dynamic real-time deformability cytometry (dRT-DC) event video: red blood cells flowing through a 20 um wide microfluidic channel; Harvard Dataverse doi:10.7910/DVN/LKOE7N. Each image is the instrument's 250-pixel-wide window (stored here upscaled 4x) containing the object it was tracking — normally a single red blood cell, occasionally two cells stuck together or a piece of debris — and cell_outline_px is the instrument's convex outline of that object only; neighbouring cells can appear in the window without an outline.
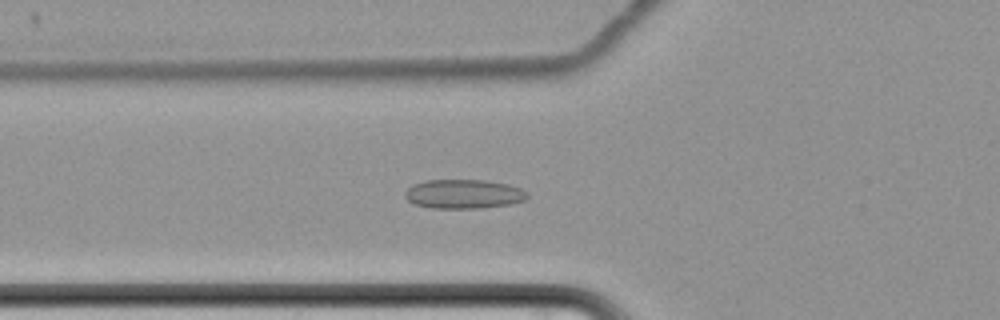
{"species": "common noctule bat (a hibernating species)", "species_latin": "Nyctalus noctula", "temperature_condition": "cold", "stored_images_in_passage": 57, "camera_frame_rate_fps": 3000, "um_per_image_px": 0.085, "animal": {"sex": "female", "body_mass_g": 22.7, "forearm_length_mm": 54.2}, "frame": {"image": 1, "passage_image": 19, "time_ms": 6.0, "image_size_px": [1000, 320], "cell_outline_px": [[528, 196], [524, 200], [508, 204], [480, 208], [432, 208], [416, 204], [408, 200], [404, 196], [404, 192], [412, 184], [424, 180], [484, 180], [508, 184], [520, 188], [528, 192]], "centroid_in_image_um": [39.39, 16.48], "position_along_channel_um": 86.4, "area_um2": 20.75}}
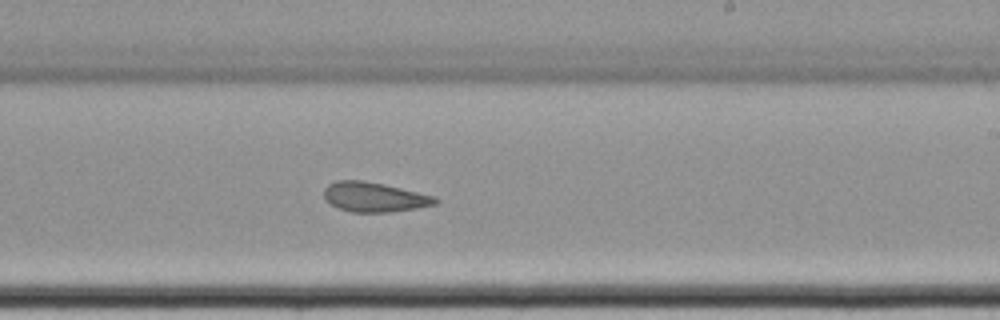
{"frame": {"image": 2, "passage_image": 34, "time_ms": 11.0, "image_size_px": [1000, 320], "cell_outline_px": [[440, 200], [436, 204], [388, 212], [352, 212], [340, 208], [324, 200], [324, 188], [328, 184], [336, 180], [360, 180], [384, 184], [436, 196]], "centroid_in_image_um": [31.8, 16.73], "position_along_channel_um": 257.2, "area_um2": 19.13}}
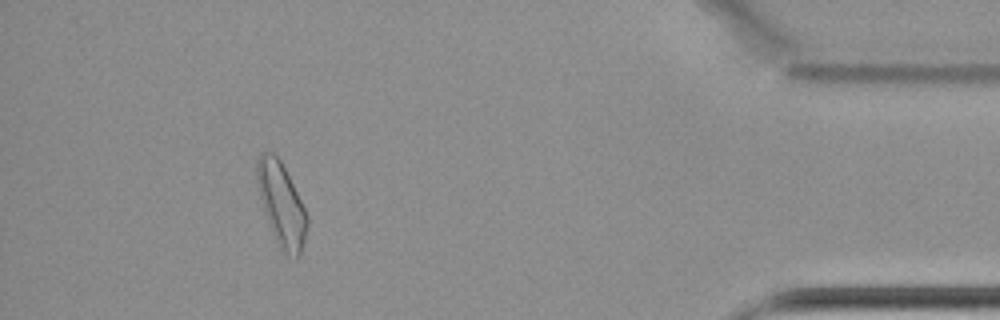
{"frame": {"image": 3, "passage_image": 52, "time_ms": 17.0, "image_size_px": [1000, 320], "cell_outline_px": [[308, 224], [300, 256], [296, 260], [280, 248], [272, 232], [264, 212], [256, 180], [256, 160], [260, 152], [272, 152], [280, 160], [308, 216]], "centroid_in_image_um": [23.91, 17.38], "position_along_channel_um": 411.3, "area_um2": 23.99}, "authors_computed_cell_mechanics": {"area_um2": 20.9236, "velocity_mm_per_s": 3.4244, "shape_relaxation_time_tau1_ms": null, "shape_relaxation_time_tau2_ms": 2.1006, "deformation_change_tau1": null, "deformation_change_tau2": 0.0714}}